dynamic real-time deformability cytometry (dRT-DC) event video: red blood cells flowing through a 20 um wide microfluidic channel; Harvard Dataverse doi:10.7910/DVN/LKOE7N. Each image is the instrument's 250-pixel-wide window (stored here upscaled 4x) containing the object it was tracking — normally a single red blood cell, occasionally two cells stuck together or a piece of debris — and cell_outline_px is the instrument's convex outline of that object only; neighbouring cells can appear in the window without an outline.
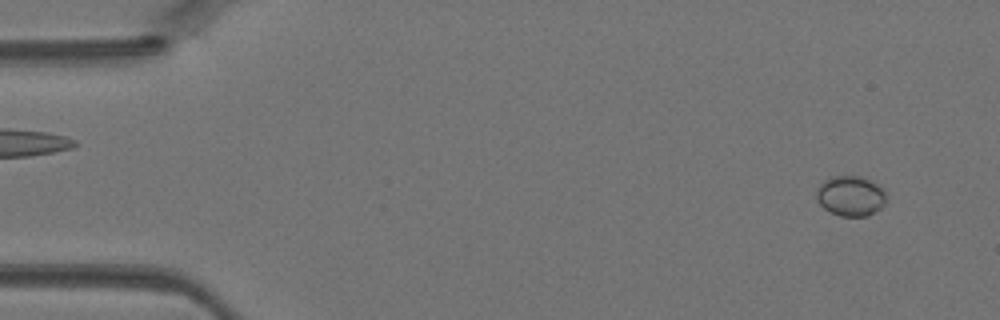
{"species": "Egyptian fruit bat (a non-hibernating species)", "species_latin": "Rousettus aegyptiacus", "temperature_condition": "warm", "stored_images_in_passage": 43, "camera_frame_rate_fps": 3000, "um_per_image_px": 0.085, "animal": {"sex": "female"}, "frame": {"image": 1, "passage_image": 2, "time_ms": 0.333, "image_size_px": [1000, 320], "cell_outline_px": [[884, 204], [880, 208], [868, 216], [840, 216], [828, 212], [816, 200], [816, 192], [820, 184], [824, 180], [832, 176], [860, 176], [876, 184], [884, 192]], "centroid_in_image_um": [72.24, 16.67], "position_along_channel_um": 12.8, "area_um2": 16.18}}
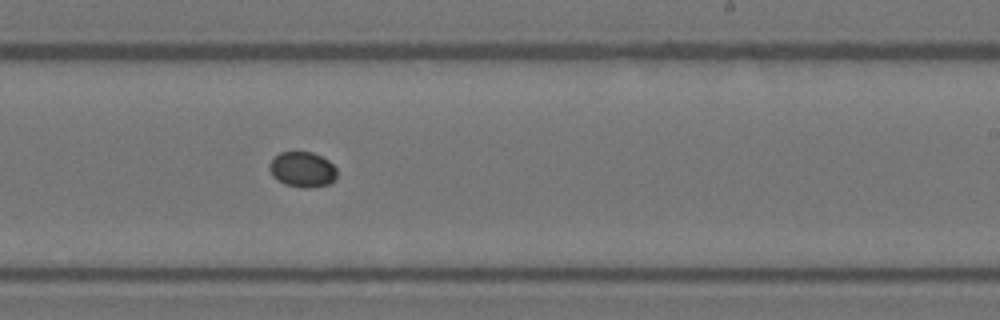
{"frame": {"image": 2, "passage_image": 26, "time_ms": 8.333, "image_size_px": [1000, 320], "cell_outline_px": [[336, 180], [328, 184], [312, 188], [304, 188], [284, 184], [272, 176], [268, 168], [272, 160], [280, 152], [312, 152], [328, 160], [336, 168]], "centroid_in_image_um": [25.71, 14.42], "position_along_channel_um": 263.3, "area_um2": 13.93}}
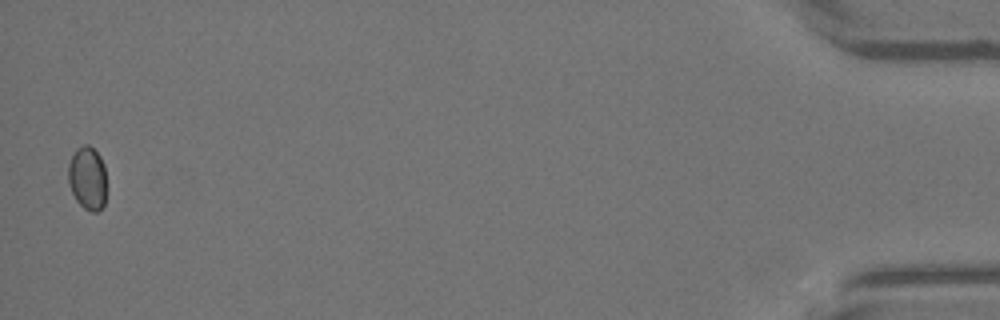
{"frame": {"image": 3, "passage_image": 43, "time_ms": 14.0, "image_size_px": [1000, 320], "cell_outline_px": [[104, 204], [96, 212], [92, 212], [84, 208], [76, 200], [68, 184], [68, 164], [76, 148], [84, 144], [88, 144], [100, 156], [104, 164]], "centroid_in_image_um": [7.4, 15.12], "position_along_channel_um": 427.8, "area_um2": 13.93}}